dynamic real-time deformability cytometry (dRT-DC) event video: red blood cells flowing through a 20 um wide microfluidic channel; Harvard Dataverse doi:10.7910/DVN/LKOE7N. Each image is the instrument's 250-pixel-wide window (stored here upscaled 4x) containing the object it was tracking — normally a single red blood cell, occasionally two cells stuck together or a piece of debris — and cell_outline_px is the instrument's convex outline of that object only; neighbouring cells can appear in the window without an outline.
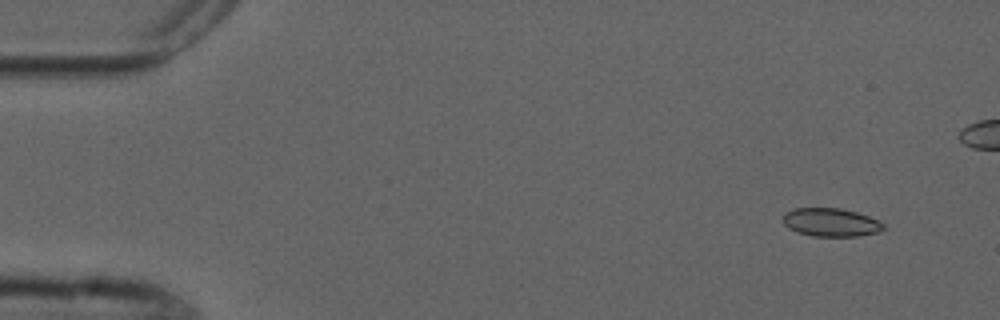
{"species": "common noctule bat (a hibernating species)", "species_latin": "Nyctalus noctula", "temperature_condition": "cold", "stored_images_in_passage": 5, "camera_frame_rate_fps": 3000, "um_per_image_px": 0.085, "animal": {"sex": "male", "forearm_length_mm": 52.5}, "frame": {"image": 1, "passage_image": 1, "time_ms": 0.0, "image_size_px": [1000, 320], "cell_outline_px": [[884, 228], [880, 232], [856, 236], [812, 236], [788, 228], [784, 224], [784, 216], [788, 212], [796, 208], [840, 208], [856, 212], [880, 220], [884, 224]], "centroid_in_image_um": [70.68, 18.9], "position_along_channel_um": 14.3, "area_um2": 16.42}}
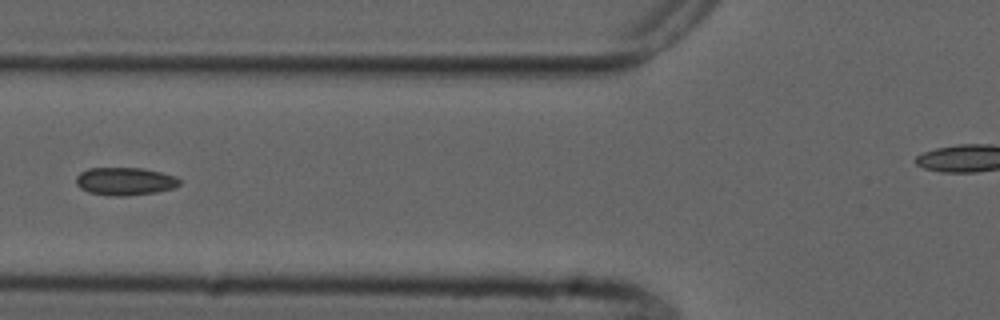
{"frame": {"image": 2, "passage_image": 5, "time_ms": 5.667, "image_size_px": [1000, 320], "cell_outline_px": [[180, 184], [176, 188], [156, 192], [124, 196], [108, 196], [88, 192], [80, 188], [76, 184], [76, 176], [80, 172], [88, 168], [144, 168], [176, 176], [180, 180]], "centroid_in_image_um": [10.62, 15.41], "position_along_channel_um": 115.2, "area_um2": 16.99}}